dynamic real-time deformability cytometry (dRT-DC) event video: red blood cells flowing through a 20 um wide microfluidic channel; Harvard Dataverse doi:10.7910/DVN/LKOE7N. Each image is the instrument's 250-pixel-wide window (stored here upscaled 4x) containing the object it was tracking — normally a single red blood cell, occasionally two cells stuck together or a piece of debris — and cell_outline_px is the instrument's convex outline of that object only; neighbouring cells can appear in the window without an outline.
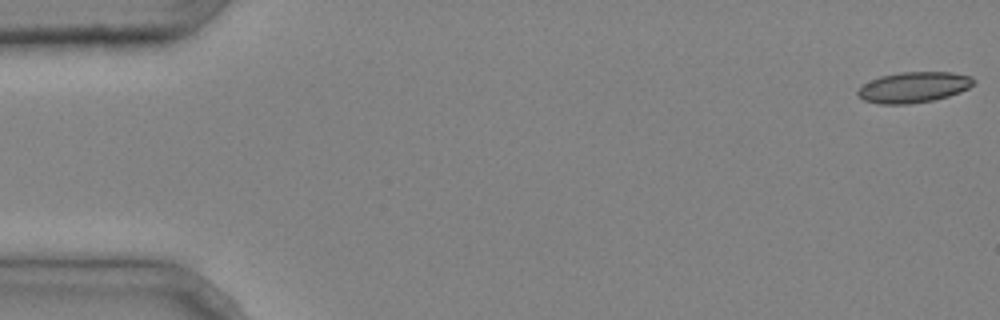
{"species": "common noctule bat (a hibernating species)", "species_latin": "Nyctalus noctula", "temperature_condition": "cold", "stored_images_in_passage": 6, "camera_frame_rate_fps": 3000, "um_per_image_px": 0.085, "animal": {"sex": "male", "body_mass_g": 20.4}, "frame": {"image": 1, "passage_image": 1, "time_ms": 0.0, "image_size_px": [1000, 320], "cell_outline_px": [[976, 80], [968, 88], [960, 92], [948, 96], [932, 100], [908, 104], [880, 104], [864, 100], [856, 92], [860, 84], [880, 76], [900, 72], [952, 72], [972, 76]], "centroid_in_image_um": [77.64, 7.4], "position_along_channel_um": 7.4, "area_um2": 20.81}}
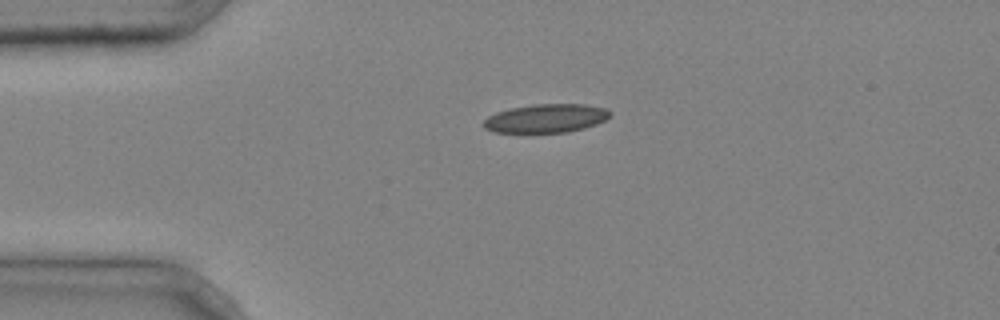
{"frame": {"image": 2, "passage_image": 4, "time_ms": 1.0, "image_size_px": [1000, 320], "cell_outline_px": [[612, 112], [604, 120], [596, 124], [584, 128], [568, 132], [492, 132], [484, 128], [480, 124], [488, 116], [496, 112], [508, 108], [532, 104], [584, 104], [608, 108]], "centroid_in_image_um": [46.37, 10.05], "position_along_channel_um": 38.6, "area_um2": 21.27}}